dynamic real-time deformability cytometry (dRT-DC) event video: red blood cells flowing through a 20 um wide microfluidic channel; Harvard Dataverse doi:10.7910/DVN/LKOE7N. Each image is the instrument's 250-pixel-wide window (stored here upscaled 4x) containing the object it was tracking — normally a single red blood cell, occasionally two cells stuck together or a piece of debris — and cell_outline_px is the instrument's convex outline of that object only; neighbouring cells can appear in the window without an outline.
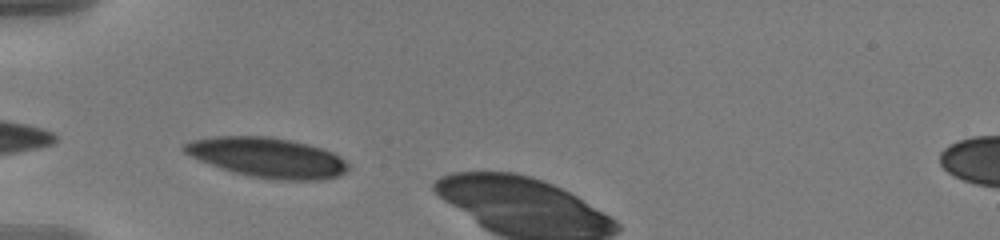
{"species": "human", "species_latin": "Homo sapiens", "temperature_condition": "warm", "stored_images_in_passage": 4, "camera_frame_rate_fps": 3000, "um_per_image_px": 0.085, "donor": {"sex": "male"}, "frame": {"image": 1, "passage_image": 1, "time_ms": 0.0, "image_size_px": [1000, 240], "cell_outline_px": [[348, 168], [344, 172], [336, 176], [316, 180], [280, 180], [252, 176], [232, 172], [220, 168], [200, 160], [184, 152], [180, 148], [180, 144], [192, 140], [216, 136], [268, 136], [292, 140], [324, 148], [340, 156], [348, 164]], "centroid_in_image_um": [22.7, 13.37], "position_along_channel_um": 62.3, "area_um2": 38.09}}